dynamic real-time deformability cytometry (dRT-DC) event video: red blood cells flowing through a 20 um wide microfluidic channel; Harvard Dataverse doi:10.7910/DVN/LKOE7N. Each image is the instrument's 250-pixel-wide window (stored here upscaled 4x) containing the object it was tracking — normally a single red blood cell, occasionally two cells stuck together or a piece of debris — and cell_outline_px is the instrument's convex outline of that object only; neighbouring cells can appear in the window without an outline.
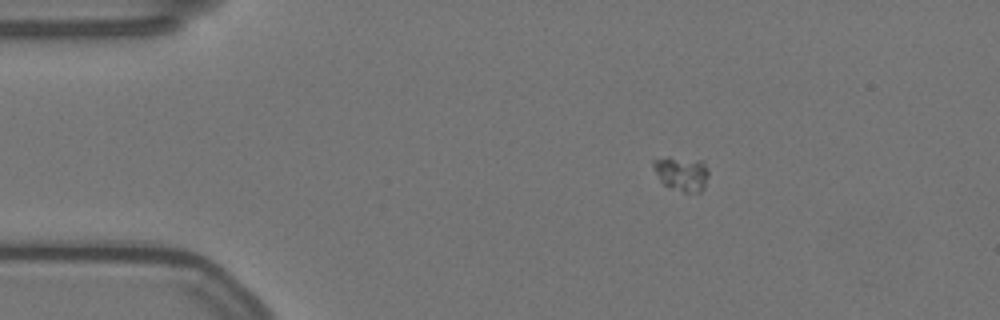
{"species": "Egyptian fruit bat (a non-hibernating species)", "species_latin": "Rousettus aegyptiacus", "temperature_condition": "warm", "stored_images_in_passage": 13, "camera_frame_rate_fps": 3000, "um_per_image_px": 0.085, "animal": {"sex": "female"}, "frame": {"image": 1, "passage_image": 1, "time_ms": 0.0, "image_size_px": [1000, 320], "cell_outline_px": [[708, 176], [704, 188], [700, 192], [684, 192], [664, 184], [660, 180], [652, 164], [652, 160], [668, 156], [704, 160], [708, 172]], "centroid_in_image_um": [57.96, 14.72], "position_along_channel_um": 27.0, "area_um2": 11.16}}